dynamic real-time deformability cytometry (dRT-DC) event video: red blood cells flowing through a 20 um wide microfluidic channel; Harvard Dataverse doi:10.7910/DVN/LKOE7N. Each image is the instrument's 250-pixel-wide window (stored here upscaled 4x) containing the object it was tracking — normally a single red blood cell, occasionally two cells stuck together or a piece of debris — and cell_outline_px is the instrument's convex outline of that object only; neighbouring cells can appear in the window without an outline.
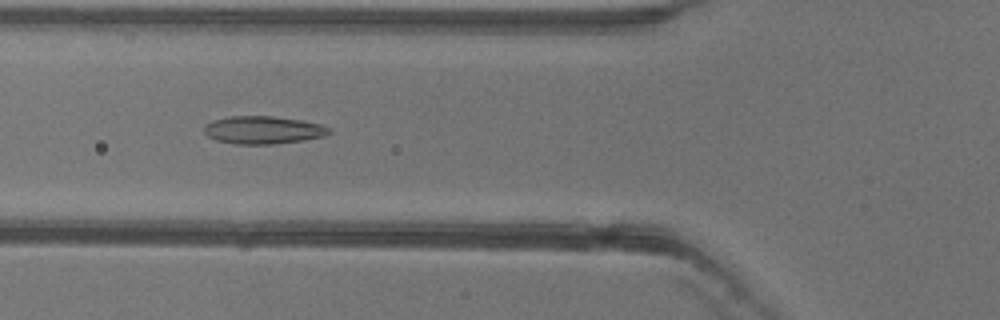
{"species": "common noctule bat (a hibernating species)", "species_latin": "Nyctalus noctula", "temperature_condition": "warm", "stored_images_in_passage": 50, "camera_frame_rate_fps": 3000, "um_per_image_px": 0.085, "animal": {"sex": "female"}, "frame": {"image": 1, "passage_image": 19, "time_ms": 6.0, "image_size_px": [1000, 320], "cell_outline_px": [[332, 132], [324, 136], [304, 140], [276, 144], [236, 144], [216, 140], [208, 136], [204, 132], [204, 124], [212, 120], [232, 116], [272, 116], [300, 120], [320, 124], [328, 128]], "centroid_in_image_um": [22.34, 11.05], "position_along_channel_um": 103.5, "area_um2": 20.23}}
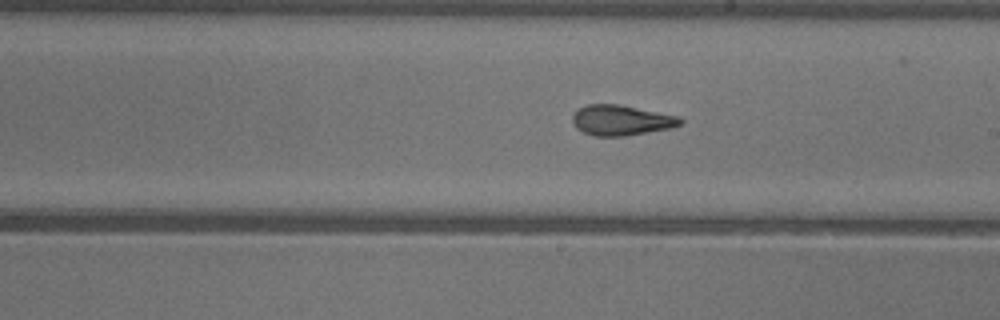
{"frame": {"image": 2, "passage_image": 29, "time_ms": 9.333, "image_size_px": [1000, 320], "cell_outline_px": [[684, 120], [680, 124], [672, 128], [624, 136], [592, 136], [576, 128], [572, 120], [572, 116], [580, 108], [588, 104], [620, 104], [680, 116]], "centroid_in_image_um": [52.83, 10.22], "position_along_channel_um": 236.2, "area_um2": 19.13}}
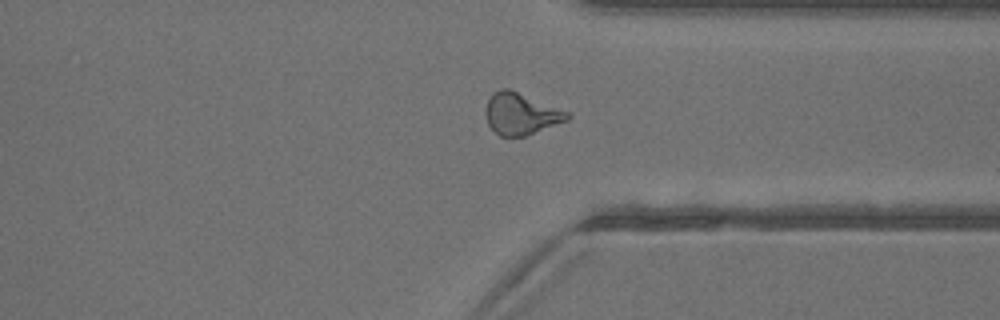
{"frame": {"image": 3, "passage_image": 39, "time_ms": 12.667, "image_size_px": [1000, 320], "cell_outline_px": [[572, 116], [568, 120], [524, 136], [500, 136], [488, 124], [484, 112], [484, 108], [492, 92], [500, 88], [508, 88], [568, 112]], "centroid_in_image_um": [44.24, 9.66], "position_along_channel_um": 367.2, "area_um2": 19.65}}